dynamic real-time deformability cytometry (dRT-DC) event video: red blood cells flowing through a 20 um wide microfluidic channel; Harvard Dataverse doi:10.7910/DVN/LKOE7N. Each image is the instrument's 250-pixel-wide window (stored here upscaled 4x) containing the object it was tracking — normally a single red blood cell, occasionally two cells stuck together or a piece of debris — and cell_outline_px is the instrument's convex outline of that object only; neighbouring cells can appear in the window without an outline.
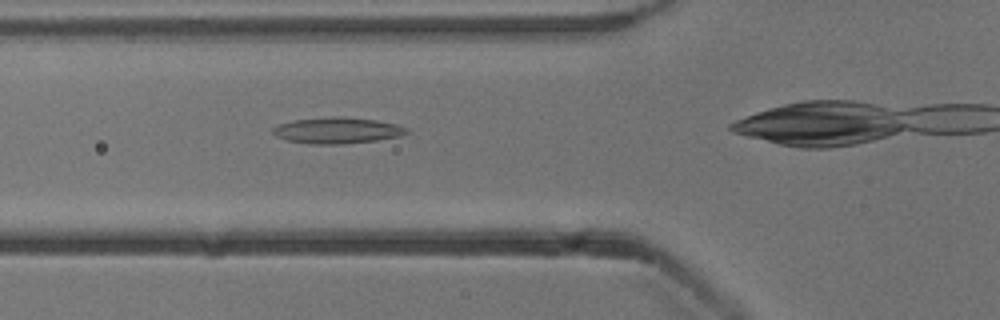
{"species": "common noctule bat (a hibernating species)", "species_latin": "Nyctalus noctula", "temperature_condition": "cold", "stored_images_in_passage": 29, "camera_frame_rate_fps": 3000, "um_per_image_px": 0.085, "animal": {"sex": "male", "body_mass_g": 13.3}, "frame": {"image": 1, "passage_image": 6, "time_ms": 1.667, "image_size_px": [1000, 320], "cell_outline_px": [[408, 132], [400, 136], [376, 140], [344, 144], [312, 144], [288, 140], [276, 136], [272, 132], [272, 128], [276, 124], [292, 120], [332, 116], [340, 116], [376, 120], [396, 124], [408, 128]], "centroid_in_image_um": [28.63, 11.08], "position_along_channel_um": 97.2, "area_um2": 20.46}}
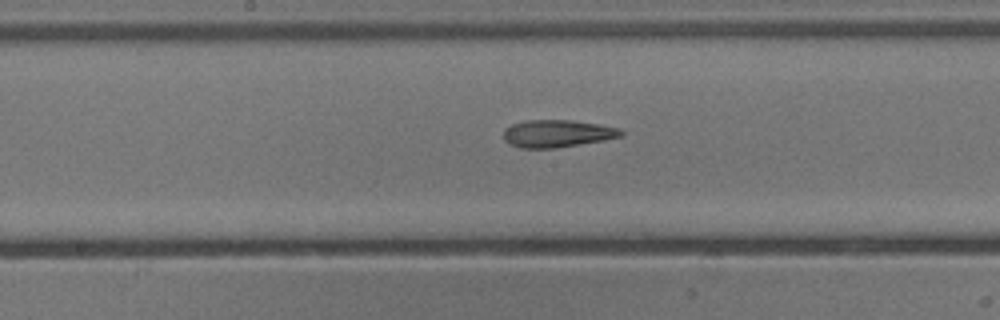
{"frame": {"image": 2, "passage_image": 14, "time_ms": 4.333, "image_size_px": [1000, 320], "cell_outline_px": [[624, 136], [604, 140], [556, 148], [520, 148], [508, 144], [504, 140], [504, 128], [512, 124], [524, 120], [572, 120], [600, 124], [620, 128], [624, 132]], "centroid_in_image_um": [47.37, 11.35], "position_along_channel_um": 200.8, "area_um2": 19.02}}
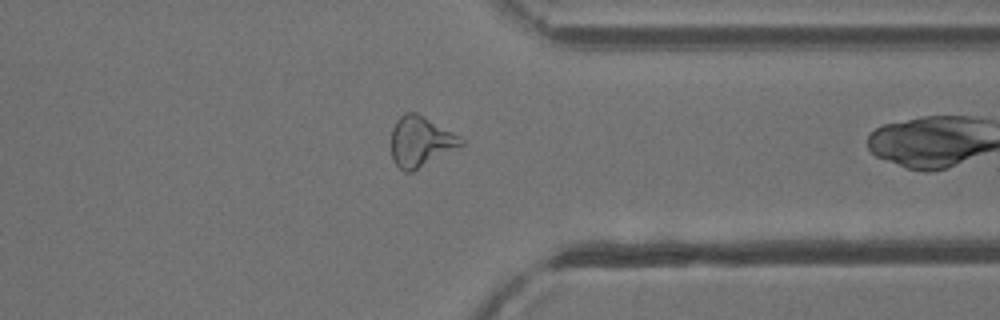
{"frame": {"image": 3, "passage_image": 28, "time_ms": 9.0, "image_size_px": [1000, 320], "cell_outline_px": [[464, 144], [412, 172], [404, 172], [392, 160], [392, 128], [396, 120], [404, 112], [416, 112], [460, 136], [464, 140]], "centroid_in_image_um": [35.73, 12.02], "position_along_channel_um": 375.7, "area_um2": 20.29}}